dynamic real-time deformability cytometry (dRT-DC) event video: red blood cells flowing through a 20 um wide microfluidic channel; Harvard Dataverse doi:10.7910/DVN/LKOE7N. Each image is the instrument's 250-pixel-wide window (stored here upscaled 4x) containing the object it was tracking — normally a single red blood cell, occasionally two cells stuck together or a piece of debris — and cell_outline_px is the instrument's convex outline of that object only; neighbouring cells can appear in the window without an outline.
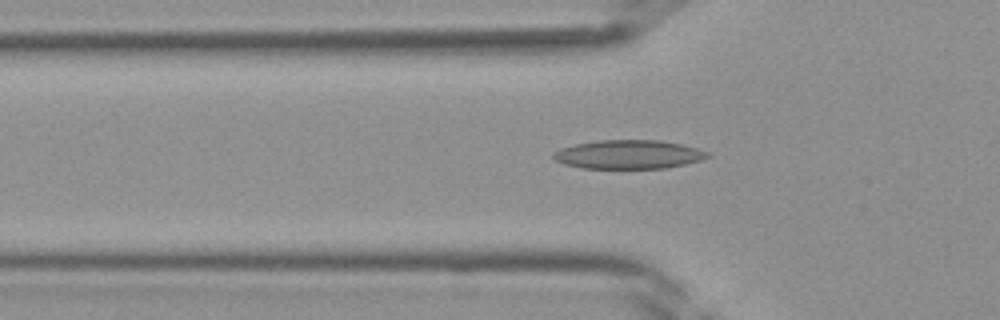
{"species": "Egyptian fruit bat (a non-hibernating species)", "species_latin": "Rousettus aegyptiacus", "temperature_condition": "room temperature", "stored_images_in_passage": 38, "camera_frame_rate_fps": 3000, "um_per_image_px": 0.085, "frame": {"image": 1, "passage_image": 11, "time_ms": 3.333, "image_size_px": [1000, 320], "cell_outline_px": [[712, 156], [704, 160], [668, 168], [580, 168], [564, 164], [552, 160], [552, 152], [560, 148], [576, 144], [596, 140], [660, 140], [680, 144], [696, 148], [708, 152]], "centroid_in_image_um": [53.42, 13.13], "position_along_channel_um": 72.4, "area_um2": 26.18}}
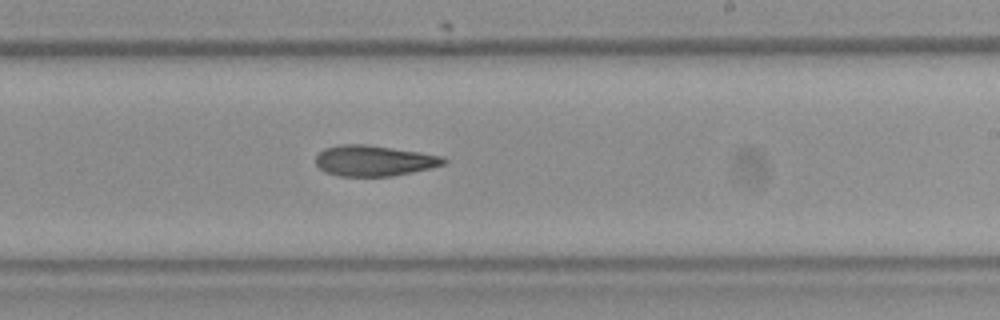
{"frame": {"image": 2, "passage_image": 22, "time_ms": 7.0, "image_size_px": [1000, 320], "cell_outline_px": [[448, 160], [444, 164], [412, 172], [392, 176], [340, 176], [324, 172], [316, 164], [316, 156], [324, 148], [340, 144], [364, 144], [420, 152], [444, 156]], "centroid_in_image_um": [31.78, 13.65], "position_along_channel_um": 257.2, "area_um2": 22.83}}
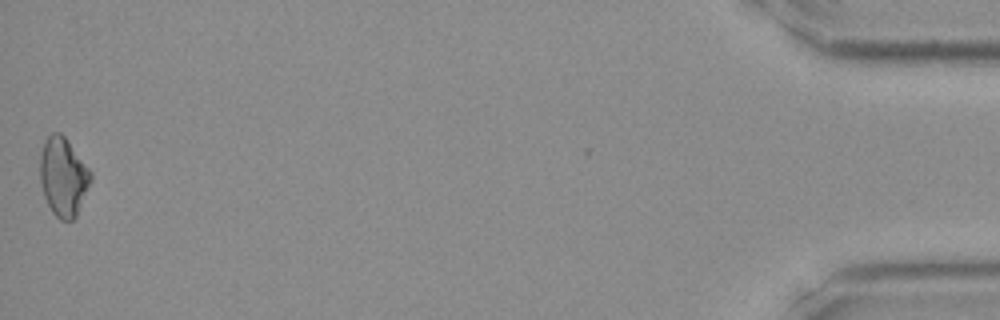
{"frame": {"image": 3, "passage_image": 38, "time_ms": 12.333, "image_size_px": [1000, 320], "cell_outline_px": [[92, 180], [76, 216], [72, 220], [60, 220], [52, 212], [44, 196], [40, 184], [40, 152], [44, 140], [52, 132], [60, 132], [64, 136], [92, 172]], "centroid_in_image_um": [5.37, 15.02], "position_along_channel_um": 429.8, "area_um2": 23.29}}